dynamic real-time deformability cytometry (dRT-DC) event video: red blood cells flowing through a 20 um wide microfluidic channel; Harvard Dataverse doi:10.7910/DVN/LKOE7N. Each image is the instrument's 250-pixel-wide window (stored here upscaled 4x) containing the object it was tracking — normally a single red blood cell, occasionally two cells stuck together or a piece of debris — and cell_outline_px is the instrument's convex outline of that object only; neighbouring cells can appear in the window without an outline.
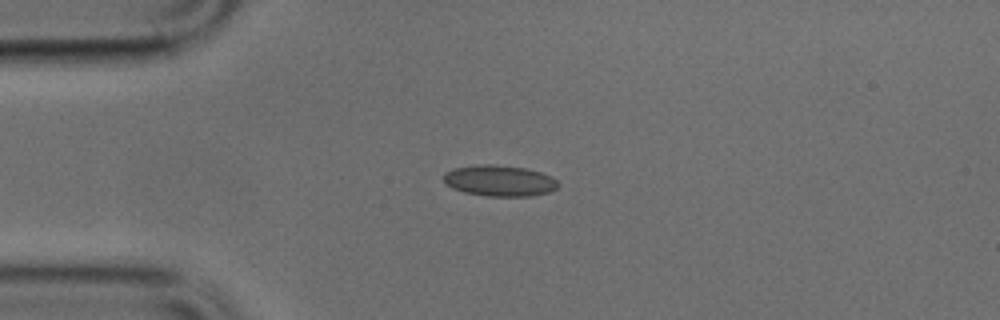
{"species": "common noctule bat (a hibernating species)", "species_latin": "Nyctalus noctula", "temperature_condition": "cold", "stored_images_in_passage": 39, "camera_frame_rate_fps": 3000, "um_per_image_px": 0.085, "animal": {"sex": "male", "body_mass_g": 17.9, "forearm_length_mm": 54.2}, "frame": {"image": 1, "passage_image": 1, "time_ms": 0.0, "image_size_px": [1000, 320], "cell_outline_px": [[560, 184], [556, 188], [548, 192], [532, 196], [488, 196], [464, 192], [452, 188], [444, 184], [444, 172], [452, 168], [480, 164], [492, 164], [524, 168], [540, 172], [552, 176]], "centroid_in_image_um": [42.43, 15.36], "position_along_channel_um": 42.6, "area_um2": 20.81}}
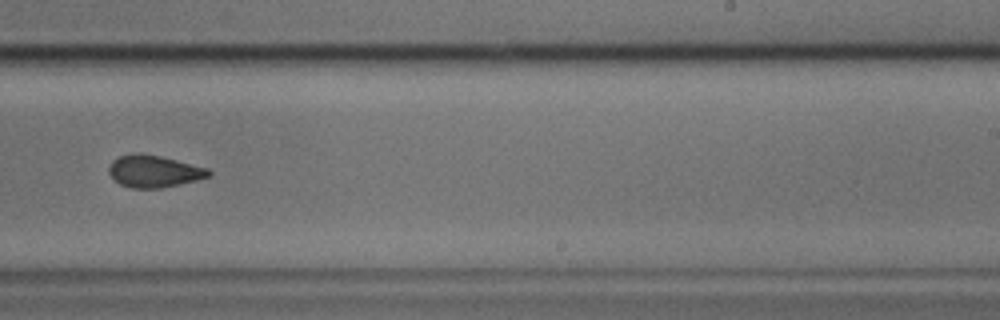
{"frame": {"image": 2, "passage_image": 20, "time_ms": 6.333, "image_size_px": [1000, 320], "cell_outline_px": [[212, 176], [196, 180], [160, 188], [132, 188], [120, 184], [108, 172], [108, 168], [112, 160], [120, 156], [136, 152], [140, 152], [160, 156], [208, 168], [212, 172]], "centroid_in_image_um": [13.09, 14.55], "position_along_channel_um": 275.9, "area_um2": 18.61}}
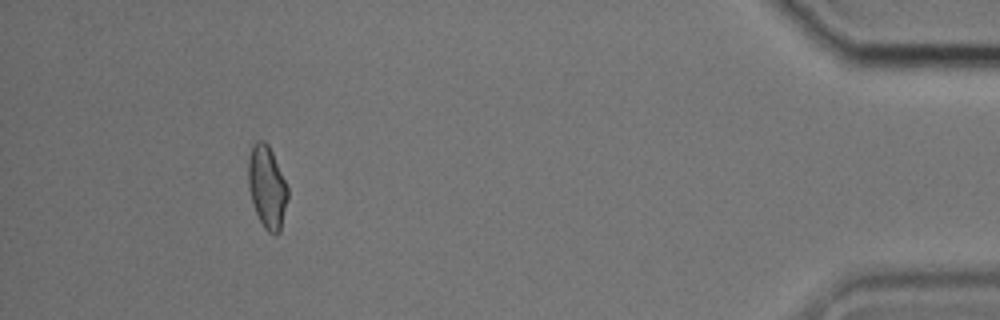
{"frame": {"image": 3, "passage_image": 35, "time_ms": 11.333, "image_size_px": [1000, 320], "cell_outline_px": [[288, 200], [280, 232], [276, 236], [268, 232], [264, 228], [256, 212], [248, 188], [248, 160], [252, 144], [256, 140], [264, 140], [268, 144], [272, 152], [288, 188]], "centroid_in_image_um": [22.7, 15.91], "position_along_channel_um": 412.5, "area_um2": 19.07}}